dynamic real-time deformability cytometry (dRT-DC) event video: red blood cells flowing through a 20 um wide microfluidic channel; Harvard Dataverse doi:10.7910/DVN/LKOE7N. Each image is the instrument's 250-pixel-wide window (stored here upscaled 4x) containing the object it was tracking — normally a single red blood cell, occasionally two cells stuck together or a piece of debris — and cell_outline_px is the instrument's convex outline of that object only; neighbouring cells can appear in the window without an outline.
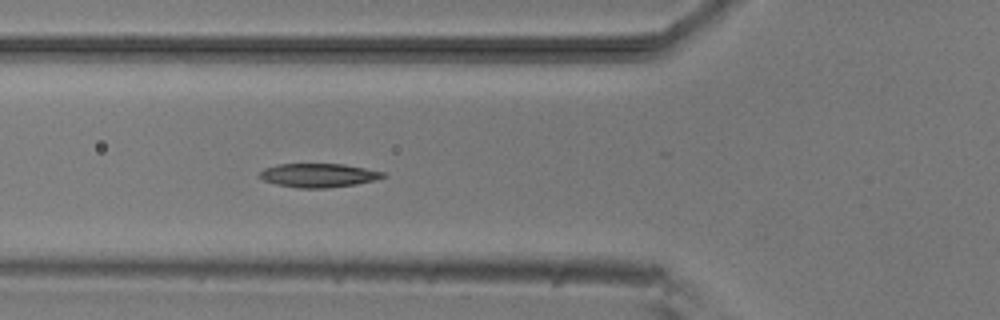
{"species": "common noctule bat (a hibernating species)", "species_latin": "Nyctalus noctula", "temperature_condition": "room temperature", "stored_images_in_passage": 5, "camera_frame_rate_fps": 3000, "um_per_image_px": 0.085, "animal": {"sex": "male", "body_mass_g": 20.5, "forearm_length_mm": 52.5}, "frame": {"image": 1, "passage_image": 5, "time_ms": 4.667, "image_size_px": [1000, 320], "cell_outline_px": [[384, 176], [372, 180], [356, 184], [328, 188], [300, 188], [276, 184], [264, 180], [256, 176], [264, 168], [276, 164], [344, 164], [384, 172]], "centroid_in_image_um": [27.0, 14.9], "position_along_channel_um": 98.8, "area_um2": 16.99}}